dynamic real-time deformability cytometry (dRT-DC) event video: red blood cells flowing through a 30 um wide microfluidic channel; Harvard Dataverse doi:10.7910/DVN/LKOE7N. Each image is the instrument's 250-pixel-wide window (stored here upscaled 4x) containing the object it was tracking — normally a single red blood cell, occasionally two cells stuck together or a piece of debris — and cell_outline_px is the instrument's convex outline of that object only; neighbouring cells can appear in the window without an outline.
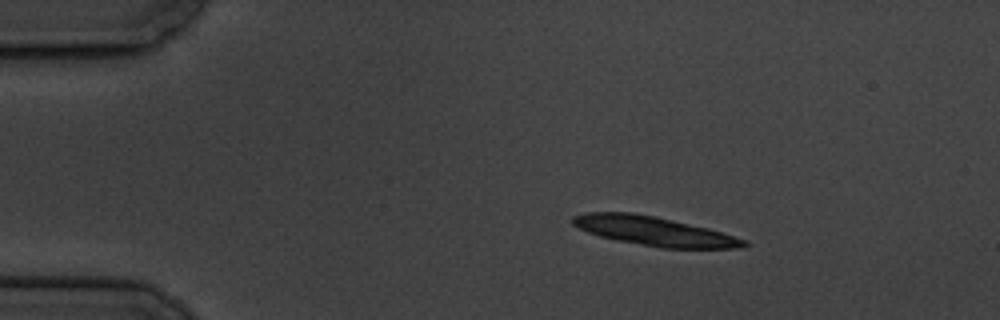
{"species": "common noctule bat (a hibernating species)", "species_latin": "Nyctalus noctula", "temperature_condition": "cold", "stored_images_in_passage": 10, "segment_of_instrument_passage": [1, 2], "camera_frame_rate_fps": 3000, "um_per_image_px": 0.085, "animal": {"sex": "male", "body_mass_g": 19.5, "forearm_length_mm": 54.6}, "frame": {"image": 1, "passage_image": 1, "time_ms": 0.0, "image_size_px": [1000, 320], "cell_outline_px": [[752, 244], [740, 248], [660, 248], [616, 240], [600, 236], [588, 232], [572, 224], [572, 216], [584, 212], [632, 212], [656, 216], [708, 228], [748, 240]], "centroid_in_image_um": [55.63, 19.64], "position_along_channel_um": 29.4, "area_um2": 29.19}}